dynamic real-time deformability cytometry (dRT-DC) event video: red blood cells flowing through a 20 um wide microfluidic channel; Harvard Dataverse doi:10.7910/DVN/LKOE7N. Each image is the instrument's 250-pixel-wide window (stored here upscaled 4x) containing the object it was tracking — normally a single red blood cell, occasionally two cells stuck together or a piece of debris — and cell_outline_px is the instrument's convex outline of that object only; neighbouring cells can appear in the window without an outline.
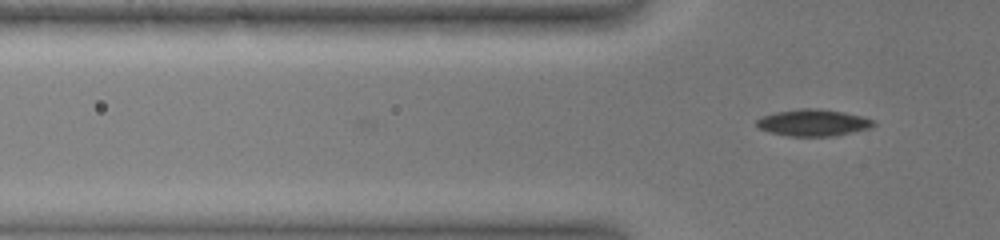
{"species": "common noctule bat (a hibernating species)", "species_latin": "Nyctalus noctula", "temperature_condition": "warm", "stored_images_in_passage": 4, "camera_frame_rate_fps": 3000, "um_per_image_px": 0.085, "animal": {"sex": "female", "body_mass_g": 19.0, "forearm_length_mm": 51.5}, "frame": {"image": 1, "passage_image": 4, "time_ms": 1.333, "image_size_px": [1000, 240], "cell_outline_px": [[876, 124], [872, 128], [832, 136], [788, 136], [768, 132], [760, 128], [756, 124], [756, 120], [764, 116], [776, 112], [800, 108], [816, 108], [844, 112], [864, 116], [872, 120]], "centroid_in_image_um": [69.14, 10.43], "position_along_channel_um": 56.7, "area_um2": 18.21}}